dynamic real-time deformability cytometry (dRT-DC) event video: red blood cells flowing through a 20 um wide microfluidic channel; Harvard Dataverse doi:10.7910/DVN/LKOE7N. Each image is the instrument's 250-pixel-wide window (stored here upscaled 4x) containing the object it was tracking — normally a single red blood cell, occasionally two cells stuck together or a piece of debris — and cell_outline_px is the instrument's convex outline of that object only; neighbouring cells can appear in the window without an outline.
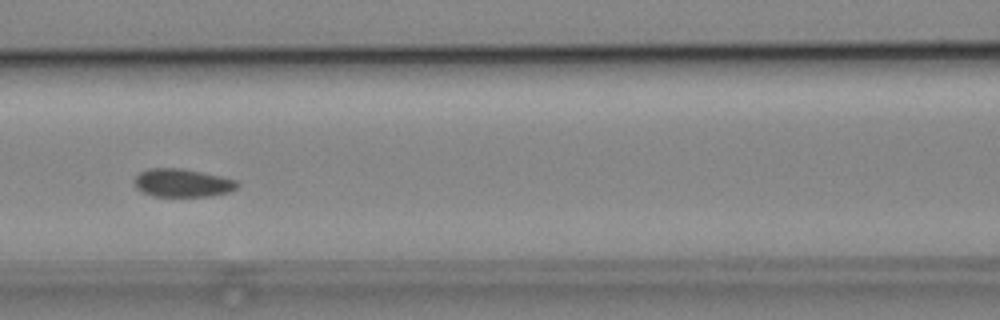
{"species": "common noctule bat (a hibernating species)", "species_latin": "Nyctalus noctula", "temperature_condition": "cold", "stored_images_in_passage": 8, "camera_frame_rate_fps": 3000, "um_per_image_px": 0.085, "animal": {"sex": "male", "body_mass_g": 19.2, "forearm_length_mm": 51.8}, "frame": {"image": 1, "passage_image": 6, "time_ms": 6.0, "image_size_px": [1000, 320], "cell_outline_px": [[240, 184], [236, 188], [228, 192], [212, 196], [152, 196], [140, 192], [136, 188], [136, 176], [140, 172], [148, 168], [180, 168], [220, 176], [236, 180]], "centroid_in_image_um": [15.49, 15.55], "position_along_channel_um": 151.1, "area_um2": 16.82}}
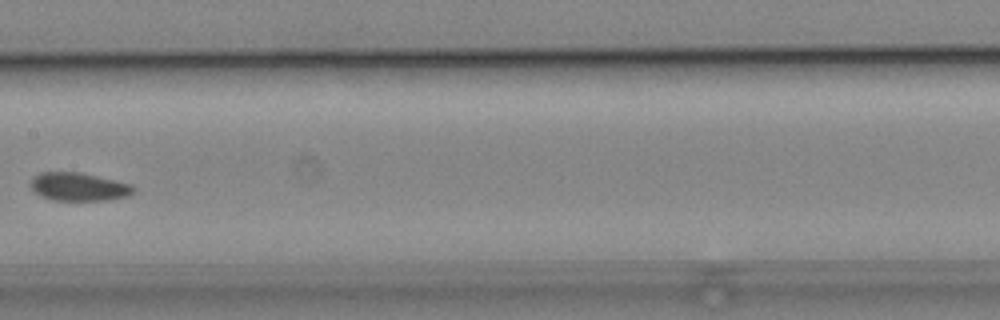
{"frame": {"image": 2, "passage_image": 7, "time_ms": 7.333, "image_size_px": [1000, 320], "cell_outline_px": [[136, 188], [128, 196], [104, 200], [52, 200], [40, 196], [32, 188], [32, 180], [40, 172], [80, 172], [132, 184]], "centroid_in_image_um": [6.71, 15.87], "position_along_channel_um": 200.7, "area_um2": 16.7}}
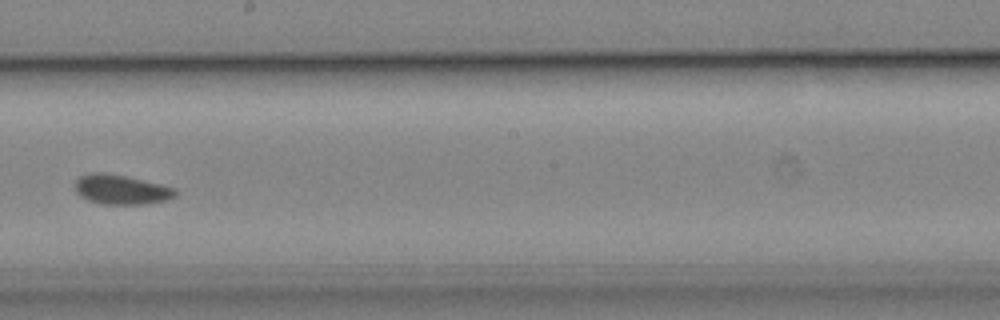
{"frame": {"image": 3, "passage_image": 8, "time_ms": 8.333, "image_size_px": [1000, 320], "cell_outline_px": [[176, 196], [164, 200], [144, 204], [100, 204], [88, 200], [80, 196], [76, 192], [76, 180], [80, 176], [92, 172], [104, 172], [124, 176], [176, 188]], "centroid_in_image_um": [10.27, 16.11], "position_along_channel_um": 237.9, "area_um2": 17.11}}